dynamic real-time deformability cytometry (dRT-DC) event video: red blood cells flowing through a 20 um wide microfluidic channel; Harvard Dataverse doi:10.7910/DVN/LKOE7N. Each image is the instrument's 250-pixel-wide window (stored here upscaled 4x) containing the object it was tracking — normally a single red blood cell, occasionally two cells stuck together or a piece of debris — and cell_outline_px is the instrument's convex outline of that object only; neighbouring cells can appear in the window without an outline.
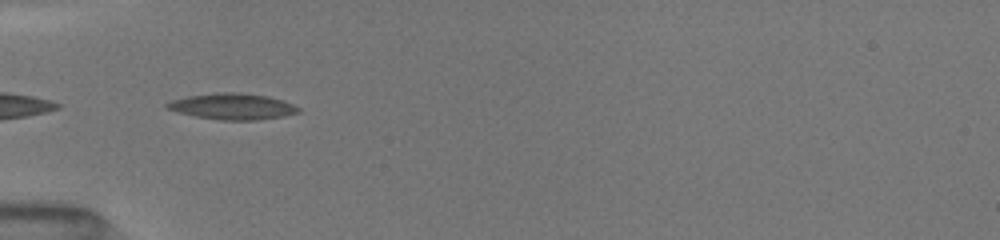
{"species": "common noctule bat (a hibernating species)", "species_latin": "Nyctalus noctula", "temperature_condition": "room temperature", "stored_images_in_passage": 36, "camera_frame_rate_fps": 3000, "um_per_image_px": 0.085, "animal": {"sex": "female", "body_mass_g": 19.5, "forearm_length_mm": 54.1}, "frame": {"image": 1, "passage_image": 1, "time_ms": 0.0, "image_size_px": [1000, 240], "cell_outline_px": [[300, 112], [284, 116], [256, 120], [220, 120], [196, 116], [176, 112], [164, 108], [164, 104], [172, 100], [188, 96], [220, 92], [232, 92], [268, 96], [292, 104], [300, 108]], "centroid_in_image_um": [19.72, 9.05], "position_along_channel_um": 65.3, "area_um2": 19.88}}
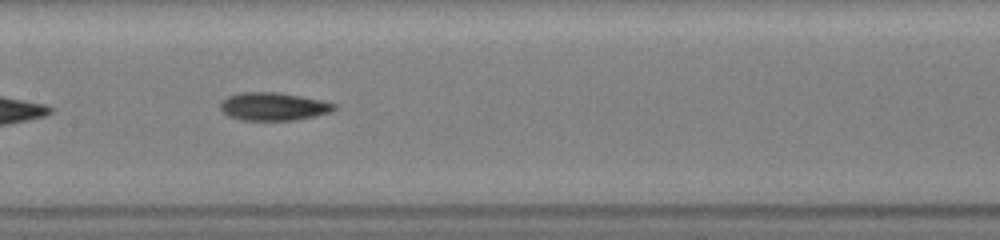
{"frame": {"image": 2, "passage_image": 18, "time_ms": 3.0, "image_size_px": [1000, 240], "cell_outline_px": [[336, 108], [328, 112], [312, 116], [292, 120], [244, 120], [228, 116], [220, 108], [220, 100], [228, 96], [240, 92], [276, 92], [300, 96], [320, 100], [336, 104]], "centroid_in_image_um": [23.17, 9.04], "position_along_channel_um": 184.2, "area_um2": 18.32}}